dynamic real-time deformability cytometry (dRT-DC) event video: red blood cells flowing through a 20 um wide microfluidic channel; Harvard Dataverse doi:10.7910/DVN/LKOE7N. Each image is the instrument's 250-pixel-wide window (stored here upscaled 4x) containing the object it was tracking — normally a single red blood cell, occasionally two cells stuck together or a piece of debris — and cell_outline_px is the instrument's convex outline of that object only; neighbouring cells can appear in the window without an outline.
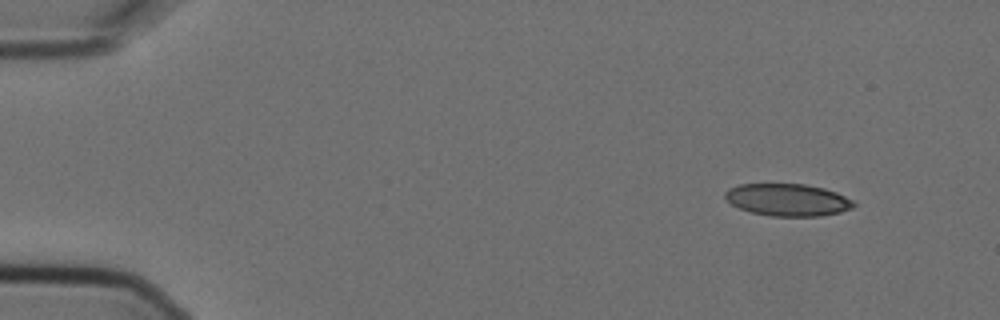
{"species": "Egyptian fruit bat (a non-hibernating species)", "species_latin": "Rousettus aegyptiacus", "temperature_condition": "cold", "stored_images_in_passage": 5, "camera_frame_rate_fps": 3000, "um_per_image_px": 0.085, "animal": {"sex": "female"}, "frame": {"image": 1, "passage_image": 2, "time_ms": 0.333, "image_size_px": [1000, 320], "cell_outline_px": [[856, 204], [852, 208], [840, 212], [820, 216], [772, 216], [752, 212], [740, 208], [732, 204], [724, 196], [724, 192], [728, 188], [740, 184], [804, 184], [824, 188], [836, 192], [852, 200]], "centroid_in_image_um": [66.95, 16.98], "position_along_channel_um": 18.0, "area_um2": 24.04}}
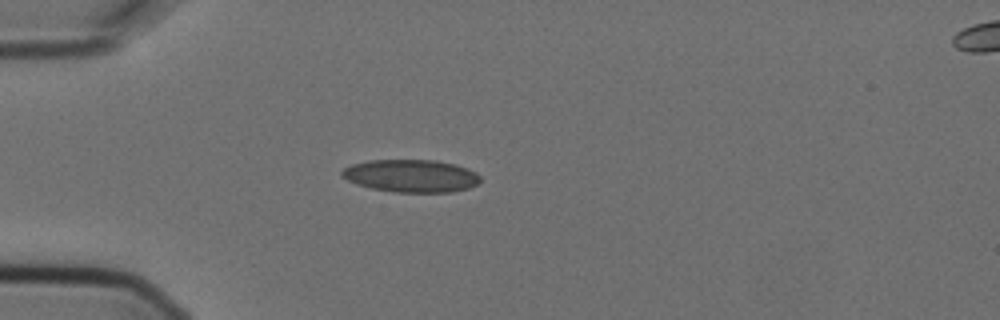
{"frame": {"image": 2, "passage_image": 4, "time_ms": 1.0, "image_size_px": [1000, 320], "cell_outline_px": [[480, 180], [476, 184], [468, 188], [452, 192], [396, 192], [372, 188], [356, 184], [340, 176], [340, 172], [344, 168], [352, 164], [368, 160], [436, 160], [456, 164], [468, 168], [476, 172], [480, 176]], "centroid_in_image_um": [34.94, 14.94], "position_along_channel_um": 50.1, "area_um2": 26.41}}